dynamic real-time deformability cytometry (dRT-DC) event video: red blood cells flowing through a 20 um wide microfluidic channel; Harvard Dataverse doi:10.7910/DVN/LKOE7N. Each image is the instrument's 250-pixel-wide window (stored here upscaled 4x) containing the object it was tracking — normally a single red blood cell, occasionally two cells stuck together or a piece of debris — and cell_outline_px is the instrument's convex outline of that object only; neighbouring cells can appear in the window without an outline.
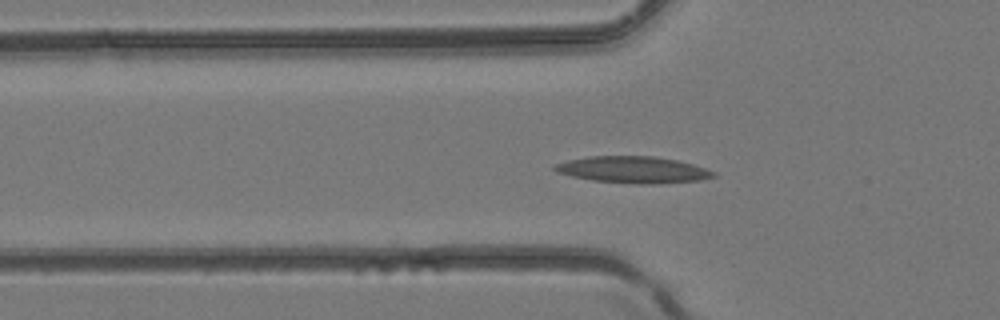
{"species": "common noctule bat (a hibernating species)", "species_latin": "Nyctalus noctula", "temperature_condition": "room temperature", "stored_images_in_passage": 43, "camera_frame_rate_fps": 3000, "um_per_image_px": 0.085, "animal": {"sex": "female", "body_mass_g": 24.6, "forearm_length_mm": 56.2}, "frame": {"image": 1, "passage_image": 14, "time_ms": 4.333, "image_size_px": [1000, 320], "cell_outline_px": [[716, 176], [700, 180], [652, 184], [640, 184], [592, 180], [572, 176], [556, 172], [552, 168], [556, 164], [568, 160], [588, 156], [656, 156], [676, 160], [692, 164], [716, 172]], "centroid_in_image_um": [53.81, 14.42], "position_along_channel_um": 72.0, "area_um2": 24.51}}
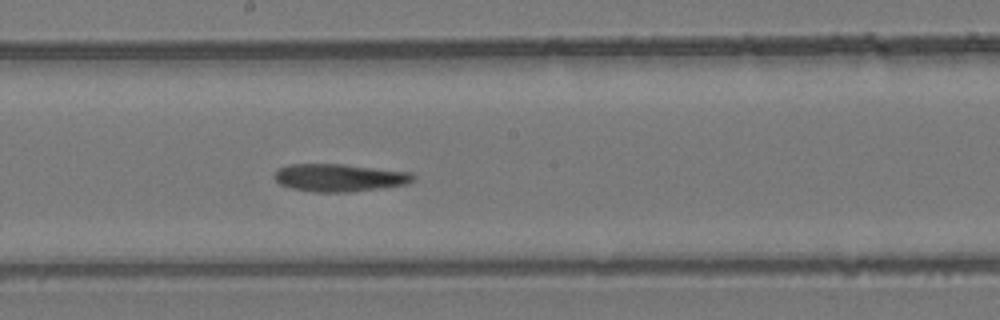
{"frame": {"image": 2, "passage_image": 23, "time_ms": 7.333, "image_size_px": [1000, 320], "cell_outline_px": [[416, 180], [408, 184], [352, 192], [316, 192], [292, 188], [280, 184], [272, 176], [280, 168], [288, 164], [344, 164], [412, 172], [416, 176]], "centroid_in_image_um": [28.9, 15.1], "position_along_channel_um": 219.3, "area_um2": 22.54}}
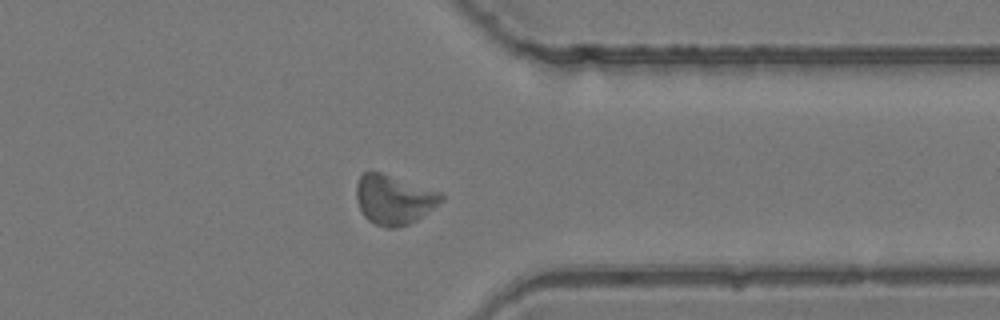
{"frame": {"image": 3, "passage_image": 33, "time_ms": 10.667, "image_size_px": [1000, 320], "cell_outline_px": [[444, 200], [416, 220], [408, 224], [396, 228], [388, 228], [376, 224], [368, 220], [364, 216], [356, 200], [356, 184], [360, 176], [364, 172], [380, 172], [440, 192], [444, 196]], "centroid_in_image_um": [33.46, 16.97], "position_along_channel_um": 377.9, "area_um2": 24.22}}